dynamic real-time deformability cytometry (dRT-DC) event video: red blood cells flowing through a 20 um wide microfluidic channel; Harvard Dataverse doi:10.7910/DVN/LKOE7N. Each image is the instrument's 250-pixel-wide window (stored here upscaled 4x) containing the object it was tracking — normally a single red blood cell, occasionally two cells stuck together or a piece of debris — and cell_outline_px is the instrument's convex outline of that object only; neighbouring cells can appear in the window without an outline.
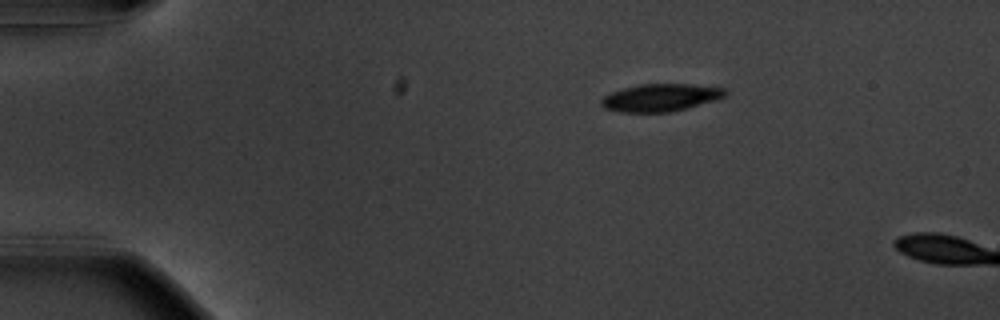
{"species": "common noctule bat (a hibernating species)", "species_latin": "Nyctalus noctula", "temperature_condition": "warm", "stored_images_in_passage": 2, "camera_frame_rate_fps": 3000, "um_per_image_px": 0.085, "animal": {"sex": "male", "body_mass_g": 20.1, "forearm_length_mm": 53.5}, "frame": {"image": 1, "passage_image": 1, "time_ms": 0.0, "image_size_px": [1000, 320], "cell_outline_px": [[728, 96], [716, 100], [688, 108], [668, 112], [620, 112], [604, 108], [600, 104], [600, 100], [604, 96], [612, 92], [624, 88], [640, 84], [688, 84], [724, 88], [728, 92]], "centroid_in_image_um": [56.17, 8.3], "position_along_channel_um": 28.8, "area_um2": 19.94}}